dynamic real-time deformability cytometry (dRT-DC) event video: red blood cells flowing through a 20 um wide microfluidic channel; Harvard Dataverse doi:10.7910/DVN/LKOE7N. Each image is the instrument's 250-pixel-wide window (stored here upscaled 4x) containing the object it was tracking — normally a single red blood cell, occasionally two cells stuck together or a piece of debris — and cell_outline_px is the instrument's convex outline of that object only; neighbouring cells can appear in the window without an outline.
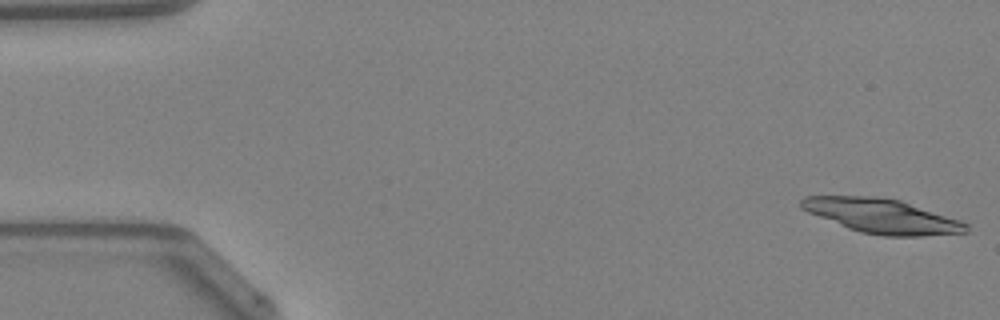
{"species": "Egyptian fruit bat (a non-hibernating species)", "species_latin": "Rousettus aegyptiacus", "temperature_condition": "warm", "stored_images_in_passage": 14, "camera_frame_rate_fps": 3000, "um_per_image_px": 0.085, "animal": {"sex": "female"}, "frame": {"image": 1, "passage_image": 1, "time_ms": 0.0, "image_size_px": [1000, 320], "cell_outline_px": [[968, 232], [924, 236], [884, 236], [860, 232], [848, 228], [808, 212], [800, 208], [800, 200], [804, 196], [872, 196], [900, 200], [960, 220], [968, 224]], "centroid_in_image_um": [74.96, 18.36], "position_along_channel_um": 10.0, "area_um2": 32.89}}